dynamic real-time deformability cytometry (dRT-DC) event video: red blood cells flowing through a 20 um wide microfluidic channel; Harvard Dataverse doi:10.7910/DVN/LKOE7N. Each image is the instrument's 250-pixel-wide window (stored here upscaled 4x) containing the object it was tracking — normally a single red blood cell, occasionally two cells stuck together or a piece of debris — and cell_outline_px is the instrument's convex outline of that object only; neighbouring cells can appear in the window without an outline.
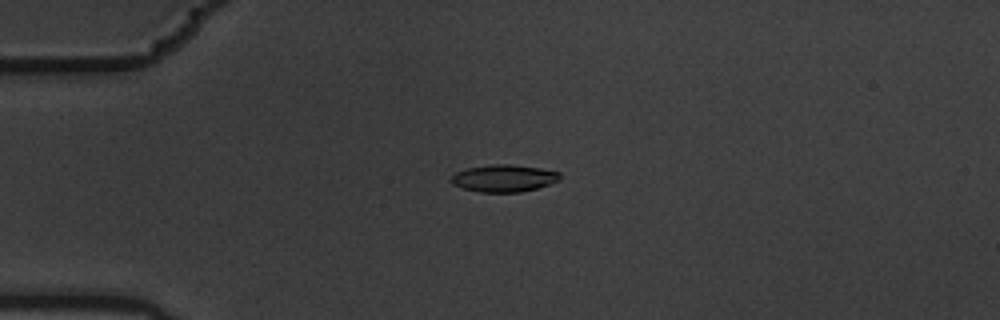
{"species": "common noctule bat (a hibernating species)", "species_latin": "Nyctalus noctula", "temperature_condition": "warm", "stored_images_in_passage": 5, "camera_frame_rate_fps": 3000, "um_per_image_px": 0.085, "animal": {"sex": "male", "body_mass_g": 19.5, "forearm_length_mm": 54.6}, "frame": {"image": 1, "passage_image": 4, "time_ms": 1.0, "image_size_px": [1000, 320], "cell_outline_px": [[560, 180], [536, 188], [520, 192], [480, 192], [464, 188], [452, 184], [448, 180], [456, 172], [468, 168], [492, 164], [508, 164], [540, 168], [560, 172]], "centroid_in_image_um": [42.81, 15.15], "position_along_channel_um": 42.2, "area_um2": 17.11}}